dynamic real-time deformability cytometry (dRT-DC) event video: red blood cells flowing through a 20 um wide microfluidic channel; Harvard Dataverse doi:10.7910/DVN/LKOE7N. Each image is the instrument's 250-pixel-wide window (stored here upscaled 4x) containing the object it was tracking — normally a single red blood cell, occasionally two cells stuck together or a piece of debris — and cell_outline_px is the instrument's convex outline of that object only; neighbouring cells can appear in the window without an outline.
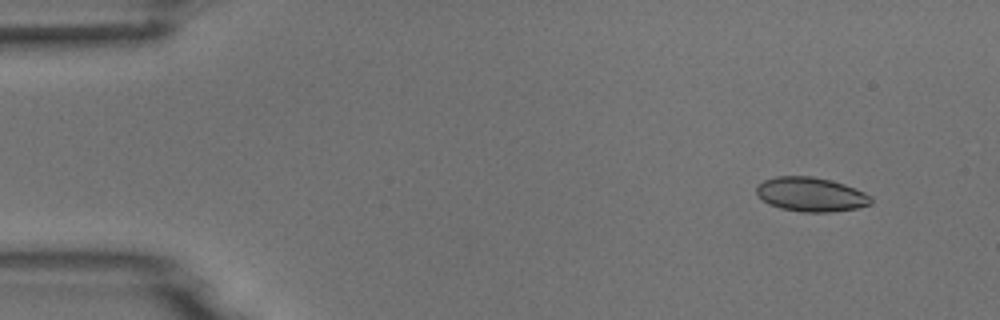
{"species": "common noctule bat (a hibernating species)", "species_latin": "Nyctalus noctula", "temperature_condition": "room temperature", "stored_images_in_passage": 5, "camera_frame_rate_fps": 3000, "um_per_image_px": 0.085, "animal": {"sex": "male", "body_mass_g": 18.8}, "frame": {"image": 1, "passage_image": 2, "time_ms": 1.0, "image_size_px": [1000, 320], "cell_outline_px": [[872, 204], [856, 208], [828, 212], [800, 212], [780, 208], [768, 204], [756, 192], [756, 188], [764, 180], [776, 176], [812, 176], [832, 180], [844, 184], [864, 192], [872, 196]], "centroid_in_image_um": [68.95, 16.52], "position_along_channel_um": 16.1, "area_um2": 22.83}}
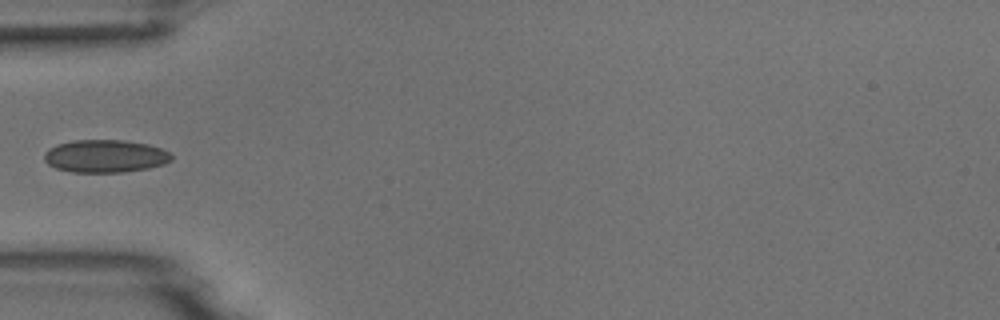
{"frame": {"image": 2, "passage_image": 5, "time_ms": 5.333, "image_size_px": [1000, 320], "cell_outline_px": [[172, 160], [164, 164], [148, 168], [124, 172], [72, 172], [56, 168], [48, 164], [44, 160], [44, 152], [48, 148], [56, 144], [72, 140], [124, 140], [148, 144], [160, 148], [168, 152], [172, 156]], "centroid_in_image_um": [8.91, 13.26], "position_along_channel_um": 76.1, "area_um2": 24.39}}